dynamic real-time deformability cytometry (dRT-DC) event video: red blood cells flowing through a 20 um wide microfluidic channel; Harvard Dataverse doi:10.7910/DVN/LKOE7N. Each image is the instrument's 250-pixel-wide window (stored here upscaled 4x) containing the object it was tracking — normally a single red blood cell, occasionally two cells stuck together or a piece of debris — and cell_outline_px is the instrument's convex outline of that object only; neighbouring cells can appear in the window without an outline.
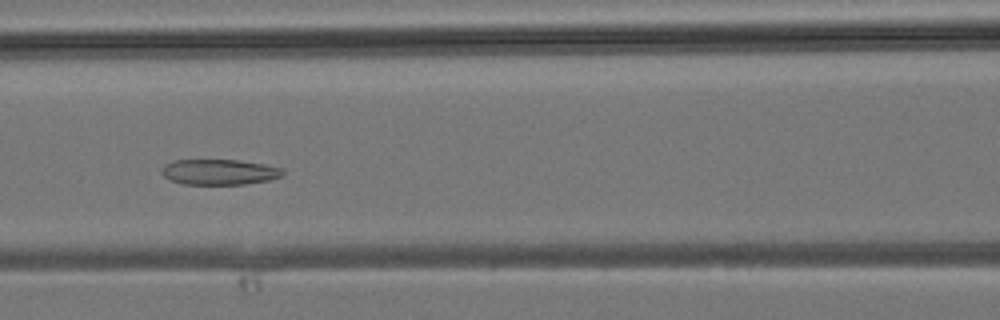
{"species": "common noctule bat (a hibernating species)", "species_latin": "Nyctalus noctula", "temperature_condition": "room temperature", "stored_images_in_passage": 37, "camera_frame_rate_fps": 3000, "um_per_image_px": 0.085, "animal": {"sex": "male", "body_mass_g": 19.2, "forearm_length_mm": 51.8}, "frame": {"image": 1, "passage_image": 16, "time_ms": 5.0, "image_size_px": [1000, 320], "cell_outline_px": [[284, 172], [280, 176], [268, 180], [244, 184], [184, 184], [172, 180], [164, 176], [160, 172], [160, 168], [164, 164], [172, 160], [236, 160], [264, 164], [280, 168]], "centroid_in_image_um": [18.57, 14.61], "position_along_channel_um": 148.0, "area_um2": 17.86}}
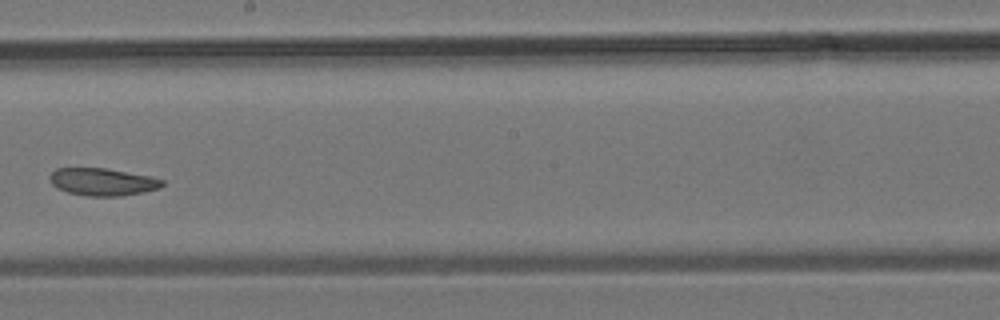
{"frame": {"image": 2, "passage_image": 21, "time_ms": 6.667, "image_size_px": [1000, 320], "cell_outline_px": [[164, 184], [160, 188], [144, 192], [120, 196], [88, 196], [68, 192], [56, 188], [52, 184], [48, 176], [56, 168], [104, 168], [148, 176], [164, 180]], "centroid_in_image_um": [8.7, 15.46], "position_along_channel_um": 239.5, "area_um2": 17.92}}
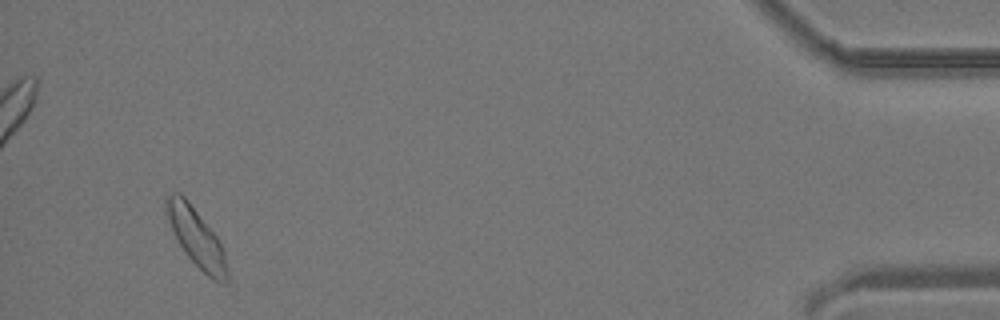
{"frame": {"image": 3, "passage_image": 35, "time_ms": 11.333, "image_size_px": [1000, 320], "cell_outline_px": [[228, 280], [224, 284], [212, 280], [184, 252], [172, 228], [164, 204], [164, 196], [168, 192], [180, 192], [188, 200], [216, 236], [224, 252], [228, 268]], "centroid_in_image_um": [16.69, 20.16], "position_along_channel_um": 418.5, "area_um2": 20.4}}